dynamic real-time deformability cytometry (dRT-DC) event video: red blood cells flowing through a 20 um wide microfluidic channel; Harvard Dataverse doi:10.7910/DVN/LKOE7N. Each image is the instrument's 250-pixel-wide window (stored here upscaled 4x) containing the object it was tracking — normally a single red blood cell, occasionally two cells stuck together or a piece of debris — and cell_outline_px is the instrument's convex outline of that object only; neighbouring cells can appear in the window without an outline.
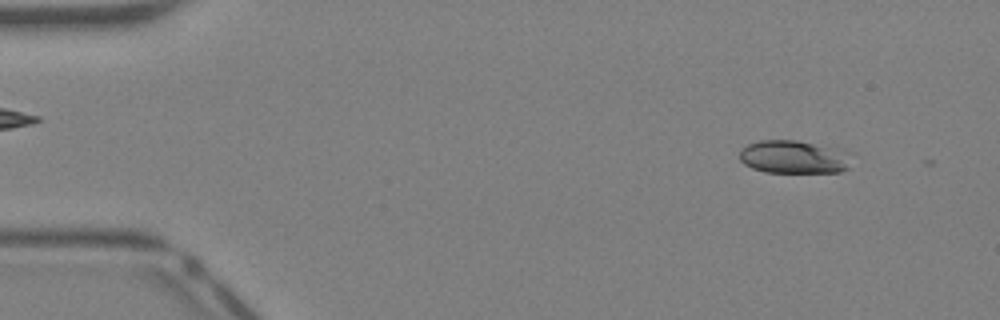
{"species": "Egyptian fruit bat (a non-hibernating species)", "species_latin": "Rousettus aegyptiacus", "temperature_condition": "warm", "stored_images_in_passage": 8, "camera_frame_rate_fps": 3000, "um_per_image_px": 0.085, "animal": {"sex": "female"}, "frame": {"image": 1, "passage_image": 4, "time_ms": 1.0, "image_size_px": [1000, 320], "cell_outline_px": [[852, 152], [848, 168], [840, 172], [764, 172], [752, 168], [744, 164], [740, 160], [740, 152], [748, 144], [760, 140], [796, 140]], "centroid_in_image_um": [67.49, 13.35], "position_along_channel_um": 17.5, "area_um2": 21.56}}